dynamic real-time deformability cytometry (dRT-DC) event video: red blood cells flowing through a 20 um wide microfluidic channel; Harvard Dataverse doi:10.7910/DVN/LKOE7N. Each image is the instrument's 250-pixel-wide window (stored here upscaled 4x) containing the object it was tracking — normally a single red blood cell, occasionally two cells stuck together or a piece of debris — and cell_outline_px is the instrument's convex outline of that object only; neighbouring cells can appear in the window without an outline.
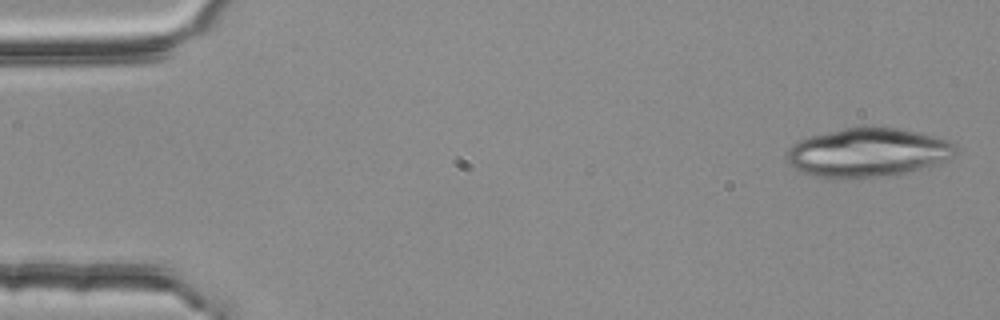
{"species": "common noctule bat (a hibernating species)", "species_latin": "Nyctalus noctula", "temperature_condition": "room temperature", "stored_images_in_passage": 4, "camera_frame_rate_fps": 3000, "um_per_image_px": 0.085, "animal": {"sex": "female", "body_mass_g": 25.1}, "frame": {"image": 1, "passage_image": 1, "time_ms": 0.0, "image_size_px": [1000, 320], "cell_outline_px": [[956, 152], [948, 160], [904, 172], [876, 176], [816, 176], [804, 172], [788, 164], [784, 156], [788, 148], [800, 140], [812, 136], [844, 128], [896, 128], [916, 132], [948, 140], [956, 148]], "centroid_in_image_um": [73.73, 12.94], "position_along_channel_um": 11.3, "area_um2": 46.41}}